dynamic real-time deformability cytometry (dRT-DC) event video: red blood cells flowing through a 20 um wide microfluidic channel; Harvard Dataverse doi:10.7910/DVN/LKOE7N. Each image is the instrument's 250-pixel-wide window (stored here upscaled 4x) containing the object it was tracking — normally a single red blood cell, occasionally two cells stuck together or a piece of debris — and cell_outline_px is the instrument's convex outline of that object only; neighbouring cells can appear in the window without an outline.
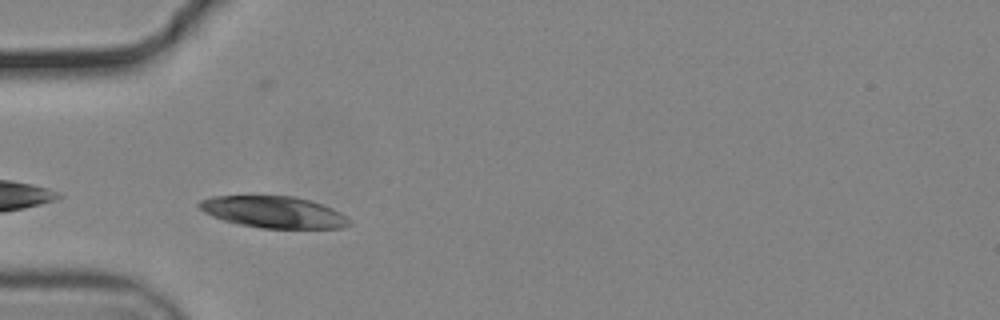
{"species": "common noctule bat (a hibernating species)", "species_latin": "Nyctalus noctula", "temperature_condition": "cold", "stored_images_in_passage": 31, "camera_frame_rate_fps": 3000, "um_per_image_px": 0.085, "animal": {"sex": "male", "body_mass_g": 19.2, "forearm_length_mm": 51.8}, "frame": {"image": 1, "passage_image": 2, "time_ms": 0.333, "image_size_px": [1000, 320], "cell_outline_px": [[352, 224], [344, 228], [260, 228], [240, 224], [224, 220], [212, 216], [204, 212], [196, 204], [200, 200], [212, 196], [292, 196], [308, 200], [332, 208], [340, 212], [352, 220]], "centroid_in_image_um": [23.27, 18.03], "position_along_channel_um": 61.7, "area_um2": 27.63}}
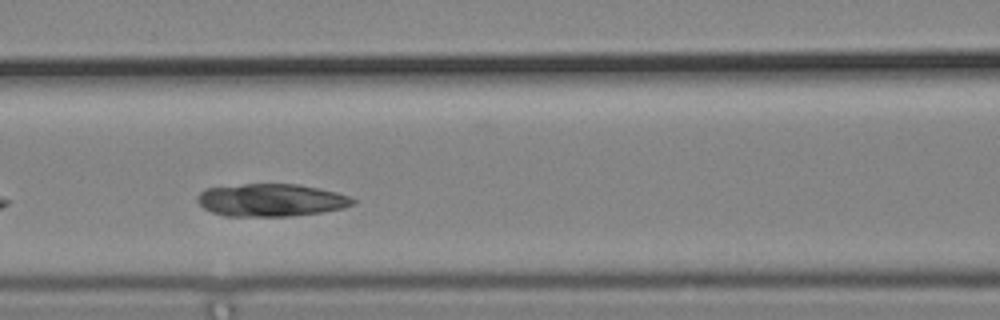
{"frame": {"image": 2, "passage_image": 9, "time_ms": 2.667, "image_size_px": [1000, 320], "cell_outline_px": [[356, 204], [340, 208], [320, 212], [288, 216], [224, 216], [212, 212], [204, 208], [196, 200], [196, 196], [204, 188], [244, 184], [300, 184], [320, 188], [336, 192], [348, 196], [356, 200]], "centroid_in_image_um": [23.01, 17.0], "position_along_channel_um": 143.6, "area_um2": 29.59}}
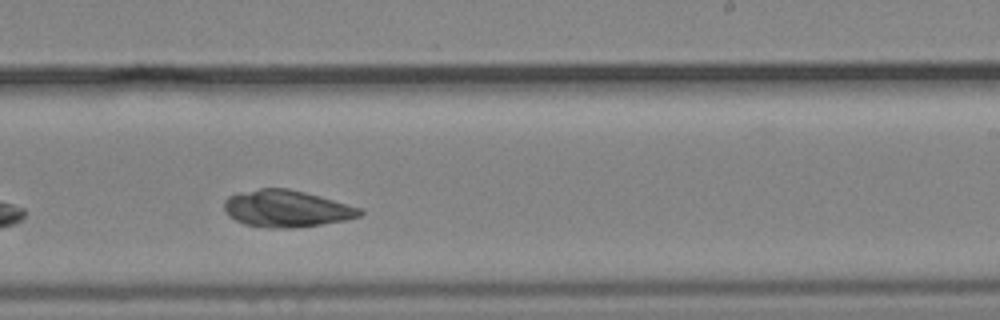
{"frame": {"image": 3, "passage_image": 19, "time_ms": 6.0, "image_size_px": [1000, 320], "cell_outline_px": [[364, 212], [360, 216], [348, 220], [292, 228], [264, 228], [244, 224], [228, 216], [224, 208], [224, 200], [228, 196], [240, 192], [260, 188], [288, 188], [320, 196], [364, 208]], "centroid_in_image_um": [24.37, 17.73], "position_along_channel_um": 264.6, "area_um2": 29.42}, "authors_computed_cell_mechanics": {"area_um2": 28.4376, "velocity_mm_per_s": 3.6542, "shape_relaxation_time_tau1_ms": null, "shape_relaxation_time_tau2_ms": 1.8529, "deformation_change_tau1": null, "deformation_change_tau2": 0.0437}}